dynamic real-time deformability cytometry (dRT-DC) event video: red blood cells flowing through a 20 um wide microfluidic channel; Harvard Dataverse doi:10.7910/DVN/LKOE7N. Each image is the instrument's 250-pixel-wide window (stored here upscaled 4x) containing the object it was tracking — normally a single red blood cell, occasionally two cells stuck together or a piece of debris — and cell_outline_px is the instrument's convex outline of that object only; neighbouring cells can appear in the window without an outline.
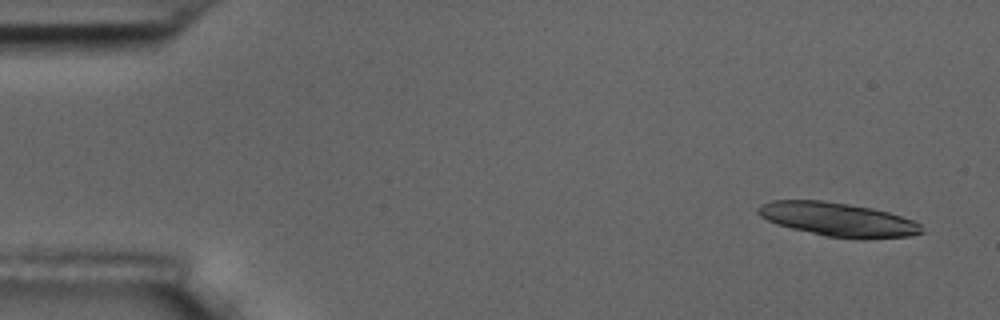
{"species": "common noctule bat (a hibernating species)", "species_latin": "Nyctalus noctula", "temperature_condition": "room temperature", "stored_images_in_passage": 10, "camera_frame_rate_fps": 3000, "um_per_image_px": 0.085, "animal": {"sex": "male", "body_mass_g": 17.5, "forearm_length_mm": 52.3}, "frame": {"image": 1, "passage_image": 1, "time_ms": 0.0, "image_size_px": [1000, 320], "cell_outline_px": [[924, 232], [908, 236], [864, 240], [824, 236], [776, 224], [760, 216], [756, 212], [756, 208], [760, 204], [772, 200], [824, 200], [872, 208], [888, 212], [912, 220], [920, 224]], "centroid_in_image_um": [71.2, 18.66], "position_along_channel_um": 13.8, "area_um2": 32.37}}
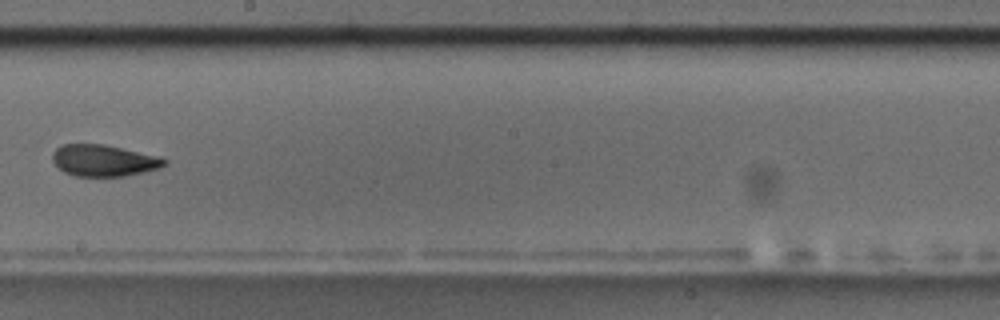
{"frame": {"image": 2, "passage_image": 9, "time_ms": 9.667, "image_size_px": [1000, 320], "cell_outline_px": [[168, 164], [160, 168], [144, 172], [124, 176], [76, 176], [64, 172], [52, 160], [52, 152], [56, 148], [64, 144], [104, 144], [168, 160]], "centroid_in_image_um": [8.78, 13.65], "position_along_channel_um": 239.4, "area_um2": 20.23}}
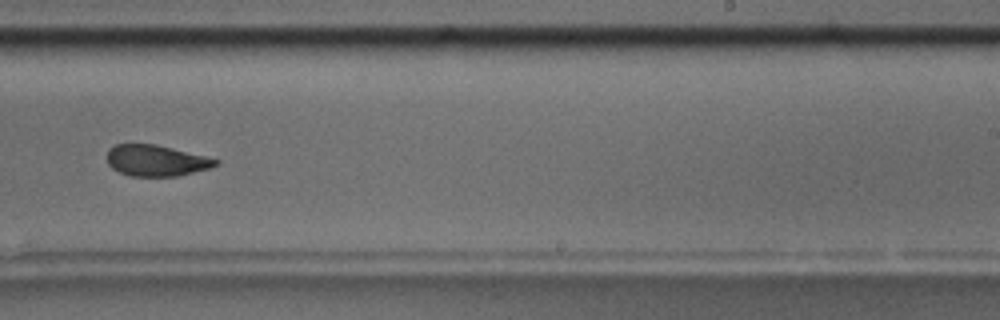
{"frame": {"image": 3, "passage_image": 10, "time_ms": 10.667, "image_size_px": [1000, 320], "cell_outline_px": [[220, 164], [208, 168], [176, 176], [132, 176], [120, 172], [112, 168], [108, 164], [108, 148], [116, 144], [156, 144], [220, 160]], "centroid_in_image_um": [13.25, 13.64], "position_along_channel_um": 275.7, "area_um2": 19.48}}